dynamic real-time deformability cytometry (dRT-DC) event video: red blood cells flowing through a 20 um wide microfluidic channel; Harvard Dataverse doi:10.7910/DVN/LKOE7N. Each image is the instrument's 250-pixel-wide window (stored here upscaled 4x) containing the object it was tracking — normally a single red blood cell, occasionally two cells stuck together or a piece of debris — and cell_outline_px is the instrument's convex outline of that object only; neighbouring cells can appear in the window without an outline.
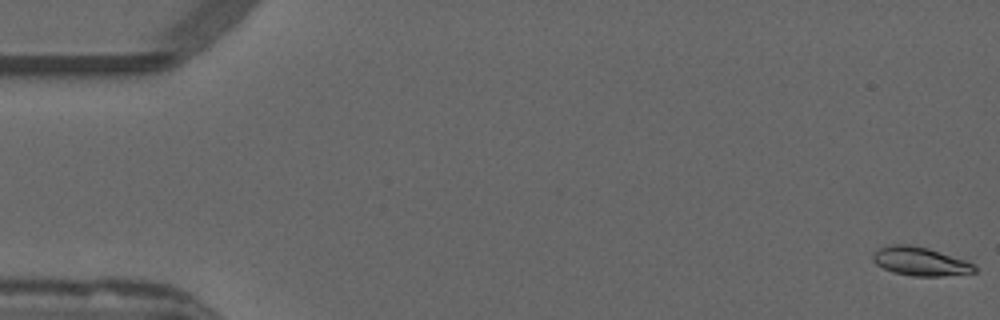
{"species": "common noctule bat (a hibernating species)", "species_latin": "Nyctalus noctula", "temperature_condition": "warm", "stored_images_in_passage": 8, "camera_frame_rate_fps": 3000, "um_per_image_px": 0.085, "animal": {"sex": "male", "forearm_length_mm": 52.5}, "frame": {"image": 1, "passage_image": 1, "time_ms": 0.0, "image_size_px": [1000, 320], "cell_outline_px": [[976, 272], [944, 276], [912, 276], [892, 272], [876, 264], [872, 260], [872, 252], [888, 244], [908, 244], [928, 248], [968, 260], [976, 264]], "centroid_in_image_um": [78.24, 22.21], "position_along_channel_um": 6.8, "area_um2": 17.28}}